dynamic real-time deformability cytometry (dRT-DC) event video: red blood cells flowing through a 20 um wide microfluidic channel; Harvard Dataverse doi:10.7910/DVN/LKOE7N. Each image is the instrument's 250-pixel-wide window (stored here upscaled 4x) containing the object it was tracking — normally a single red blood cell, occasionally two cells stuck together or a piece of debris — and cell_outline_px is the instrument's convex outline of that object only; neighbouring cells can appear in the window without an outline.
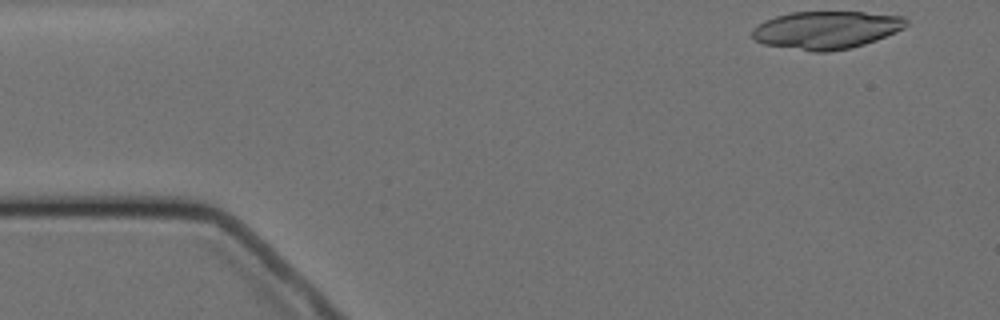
{"species": "Egyptian fruit bat (a non-hibernating species)", "species_latin": "Rousettus aegyptiacus", "temperature_condition": "cold", "stored_images_in_passage": 4, "camera_frame_rate_fps": 3000, "um_per_image_px": 0.085, "animal": {"sex": "female"}, "frame": {"image": 1, "passage_image": 1, "time_ms": 0.0, "image_size_px": [1000, 320], "cell_outline_px": [[908, 24], [904, 28], [896, 32], [876, 40], [864, 44], [848, 48], [828, 52], [812, 52], [764, 44], [756, 40], [752, 36], [752, 28], [764, 20], [776, 16], [792, 12], [864, 12], [904, 16], [908, 20]], "centroid_in_image_um": [70.24, 2.54], "position_along_channel_um": 14.8, "area_um2": 33.99}}
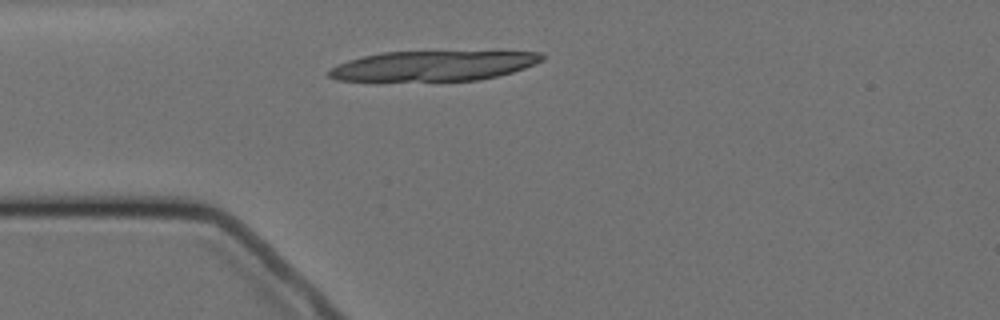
{"frame": {"image": 2, "passage_image": 4, "time_ms": 3.333, "image_size_px": [1000, 320], "cell_outline_px": [[544, 60], [524, 68], [512, 72], [480, 80], [376, 84], [336, 80], [328, 76], [328, 72], [332, 68], [348, 60], [364, 56], [384, 52], [544, 52]], "centroid_in_image_um": [36.7, 5.66], "position_along_channel_um": 48.3, "area_um2": 38.67}}